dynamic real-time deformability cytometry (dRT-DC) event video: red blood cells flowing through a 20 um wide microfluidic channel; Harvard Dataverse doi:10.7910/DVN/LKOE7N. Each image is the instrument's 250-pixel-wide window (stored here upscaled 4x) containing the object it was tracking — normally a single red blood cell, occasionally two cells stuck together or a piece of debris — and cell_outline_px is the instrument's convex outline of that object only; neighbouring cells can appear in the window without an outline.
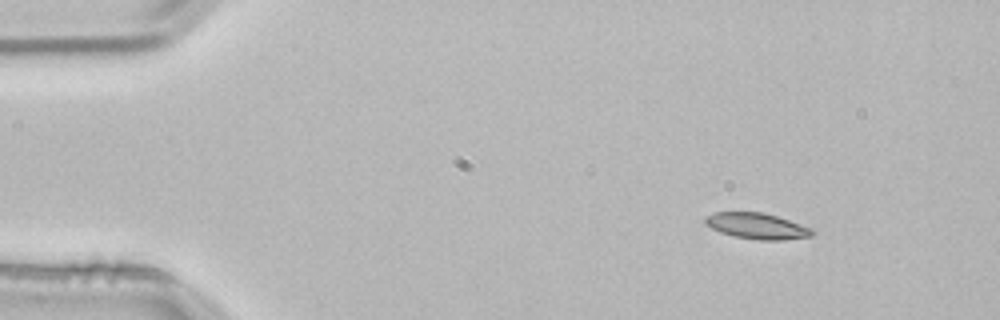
{"species": "common noctule bat (a hibernating species)", "species_latin": "Nyctalus noctula", "temperature_condition": "room temperature", "stored_images_in_passage": 4, "camera_frame_rate_fps": 3000, "um_per_image_px": 0.085, "animal": {"sex": "male", "body_mass_g": 21.5, "forearm_length_mm": 52.0}, "frame": {"image": 1, "passage_image": 1, "time_ms": 0.0, "image_size_px": [1000, 320], "cell_outline_px": [[816, 232], [812, 236], [784, 240], [760, 240], [736, 236], [720, 232], [704, 224], [704, 216], [716, 212], [764, 212], [812, 228]], "centroid_in_image_um": [64.34, 19.21], "position_along_channel_um": 20.7, "area_um2": 16.18}}
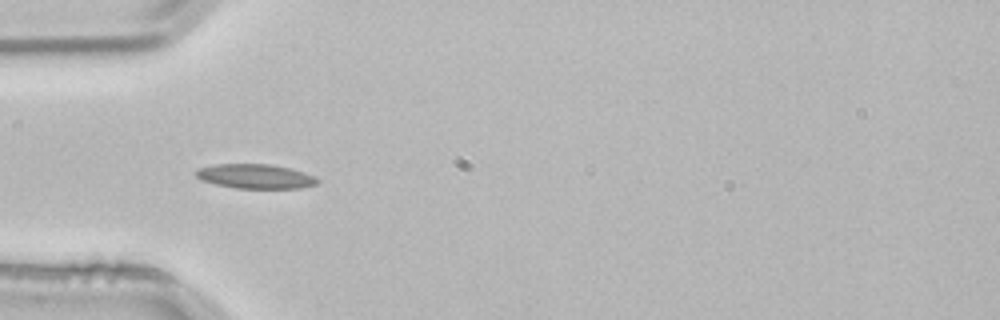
{"frame": {"image": 2, "passage_image": 3, "time_ms": 0.667, "image_size_px": [1000, 320], "cell_outline_px": [[320, 180], [316, 184], [300, 188], [236, 188], [216, 184], [200, 180], [192, 172], [196, 168], [216, 164], [272, 164], [292, 168], [316, 176]], "centroid_in_image_um": [21.69, 14.97], "position_along_channel_um": 63.3, "area_um2": 17.57}}